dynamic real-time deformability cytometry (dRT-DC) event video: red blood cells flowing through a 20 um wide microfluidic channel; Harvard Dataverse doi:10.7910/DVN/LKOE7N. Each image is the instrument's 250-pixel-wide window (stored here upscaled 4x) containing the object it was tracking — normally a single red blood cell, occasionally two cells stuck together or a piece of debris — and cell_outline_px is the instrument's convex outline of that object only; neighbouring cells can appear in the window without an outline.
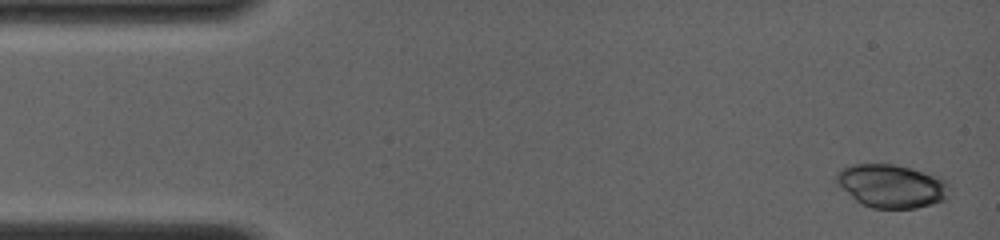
{"species": "common noctule bat (a hibernating species)", "species_latin": "Nyctalus noctula", "temperature_condition": "room temperature", "stored_images_in_passage": 8, "camera_frame_rate_fps": 4000, "um_per_image_px": 0.085, "animal": {"sex": "female", "body_mass_g": 19.0, "forearm_length_mm": 56.7}, "frame": {"image": 1, "passage_image": 1, "time_ms": 0.0, "image_size_px": [1000, 240], "cell_outline_px": [[948, 188], [944, 200], [932, 204], [916, 208], [872, 208], [860, 204], [836, 180], [836, 172], [852, 164], [892, 164], [912, 168], [940, 176], [948, 180]], "centroid_in_image_um": [75.82, 15.8], "position_along_channel_um": 9.2, "area_um2": 28.32}}
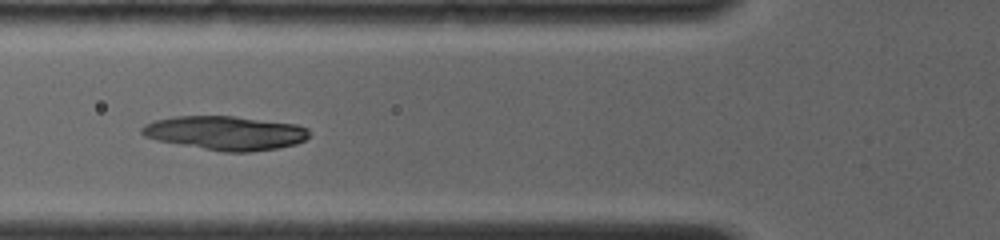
{"frame": {"image": 2, "passage_image": 7, "time_ms": 5.25, "image_size_px": [1000, 240], "cell_outline_px": [[308, 136], [304, 140], [296, 144], [276, 148], [248, 152], [220, 152], [156, 140], [144, 136], [140, 132], [140, 128], [144, 124], [152, 120], [172, 116], [236, 116], [296, 124], [308, 128]], "centroid_in_image_um": [19.1, 11.3], "position_along_channel_um": 106.7, "area_um2": 33.41}}
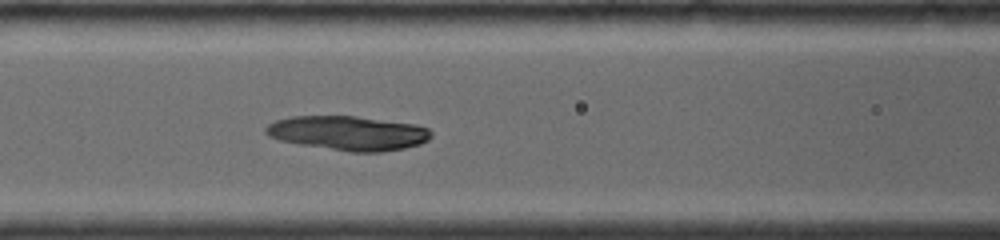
{"frame": {"image": 3, "passage_image": 8, "time_ms": 6.0, "image_size_px": [1000, 240], "cell_outline_px": [[432, 136], [428, 140], [420, 144], [404, 148], [380, 152], [348, 152], [300, 144], [280, 140], [268, 136], [264, 132], [264, 128], [268, 124], [276, 120], [292, 116], [356, 116], [416, 124], [428, 128], [432, 132]], "centroid_in_image_um": [29.6, 11.31], "position_along_channel_um": 137.0, "area_um2": 33.23}}